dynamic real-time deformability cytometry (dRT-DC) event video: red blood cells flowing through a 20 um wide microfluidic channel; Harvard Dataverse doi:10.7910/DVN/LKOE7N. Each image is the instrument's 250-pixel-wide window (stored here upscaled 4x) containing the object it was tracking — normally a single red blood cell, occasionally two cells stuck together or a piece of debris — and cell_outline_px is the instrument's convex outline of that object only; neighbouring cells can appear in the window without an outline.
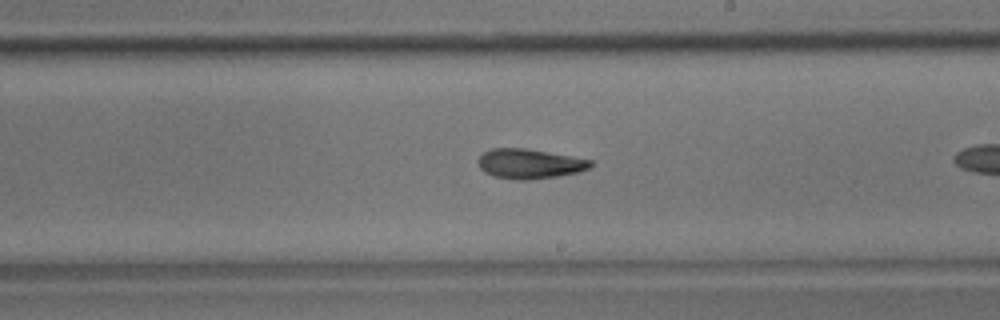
{"species": "common noctule bat (a hibernating species)", "species_latin": "Nyctalus noctula", "temperature_condition": "room temperature", "stored_images_in_passage": 25, "camera_frame_rate_fps": 3000, "um_per_image_px": 0.085, "animal": {"sex": "male", "body_mass_g": 17.9}, "frame": {"image": 1, "passage_image": 15, "time_ms": 4.667, "image_size_px": [1000, 320], "cell_outline_px": [[596, 164], [580, 172], [556, 176], [528, 180], [516, 180], [492, 176], [484, 172], [480, 168], [476, 160], [484, 152], [492, 148], [524, 148], [572, 156], [592, 160]], "centroid_in_image_um": [45.01, 13.92], "position_along_channel_um": 244.0, "area_um2": 19.65}}
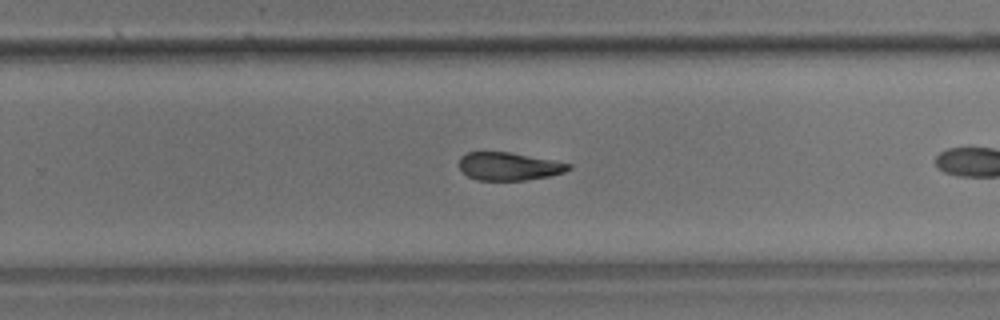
{"frame": {"image": 2, "passage_image": 18, "time_ms": 5.667, "image_size_px": [1000, 320], "cell_outline_px": [[572, 168], [564, 172], [548, 176], [524, 180], [476, 180], [468, 176], [460, 168], [460, 156], [468, 152], [512, 152], [572, 164]], "centroid_in_image_um": [43.26, 14.13], "position_along_channel_um": 286.5, "area_um2": 17.74}}